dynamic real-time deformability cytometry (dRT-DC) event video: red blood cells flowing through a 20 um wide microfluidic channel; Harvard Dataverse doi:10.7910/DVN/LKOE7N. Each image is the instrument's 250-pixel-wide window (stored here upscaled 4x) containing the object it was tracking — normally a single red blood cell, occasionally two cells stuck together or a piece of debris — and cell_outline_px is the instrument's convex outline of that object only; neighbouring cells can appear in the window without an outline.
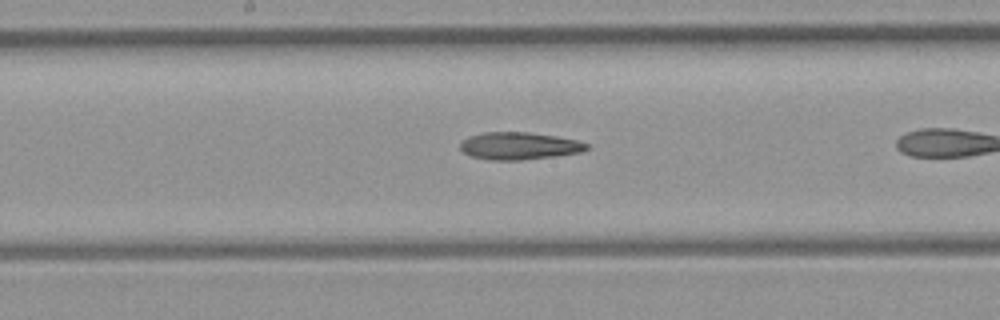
{"species": "common noctule bat (a hibernating species)", "species_latin": "Nyctalus noctula", "temperature_condition": "room temperature", "stored_images_in_passage": 14, "camera_frame_rate_fps": 3000, "um_per_image_px": 0.085, "animal": {"sex": "female", "body_mass_g": 21.9}, "frame": {"image": 1, "passage_image": 12, "time_ms": 3.667, "image_size_px": [1000, 320], "cell_outline_px": [[588, 148], [580, 152], [556, 156], [520, 160], [488, 160], [472, 156], [464, 152], [460, 148], [460, 144], [468, 136], [484, 132], [528, 132], [556, 136], [576, 140], [588, 144]], "centroid_in_image_um": [44.11, 12.4], "position_along_channel_um": 204.1, "area_um2": 20.06}}